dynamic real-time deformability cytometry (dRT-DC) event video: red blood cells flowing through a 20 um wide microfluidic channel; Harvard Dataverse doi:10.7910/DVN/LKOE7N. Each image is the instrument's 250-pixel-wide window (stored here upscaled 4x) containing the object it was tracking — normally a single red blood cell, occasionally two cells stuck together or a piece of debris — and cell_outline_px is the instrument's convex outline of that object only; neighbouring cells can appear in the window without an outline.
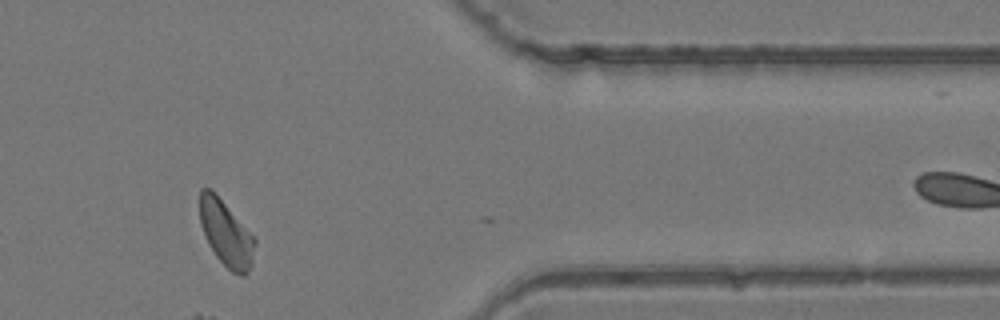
{"species": "common noctule bat (a hibernating species)", "species_latin": "Nyctalus noctula", "temperature_condition": "room temperature", "stored_images_in_passage": 31, "camera_frame_rate_fps": 3000, "um_per_image_px": 0.085, "animal": {"sex": "female", "body_mass_g": 24.6, "forearm_length_mm": 56.2}, "frame": {"image": 1, "passage_image": 30, "time_ms": 9.667, "image_size_px": [1000, 320], "cell_outline_px": [[256, 244], [252, 264], [248, 272], [244, 276], [240, 276], [232, 272], [216, 256], [208, 244], [200, 224], [200, 188], [212, 188], [256, 240]], "centroid_in_image_um": [19.21, 19.84], "position_along_channel_um": 392.2, "area_um2": 20.98}}